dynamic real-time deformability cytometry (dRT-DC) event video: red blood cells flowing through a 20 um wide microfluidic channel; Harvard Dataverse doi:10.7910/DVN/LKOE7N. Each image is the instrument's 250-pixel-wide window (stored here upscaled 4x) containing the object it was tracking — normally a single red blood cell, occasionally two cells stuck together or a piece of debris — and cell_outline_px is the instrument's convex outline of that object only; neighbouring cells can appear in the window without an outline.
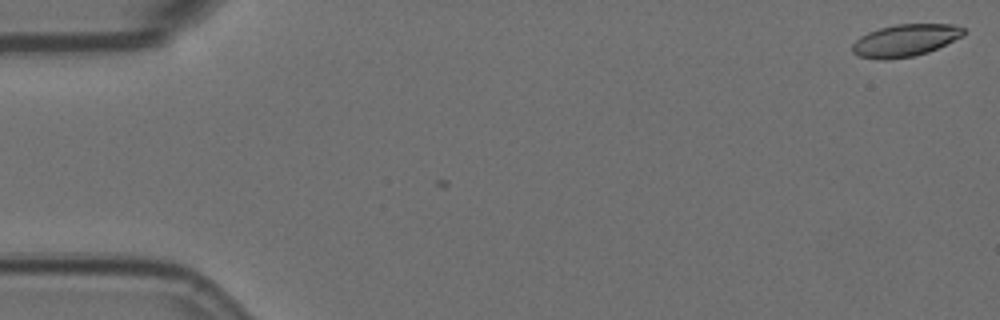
{"species": "Egyptian fruit bat (a non-hibernating species)", "species_latin": "Rousettus aegyptiacus", "temperature_condition": "room temperature", "stored_images_in_passage": 2, "camera_frame_rate_fps": 3000, "um_per_image_px": 0.085, "animal": {"sex": "female"}, "frame": {"image": 1, "passage_image": 1, "time_ms": 0.0, "image_size_px": [1000, 320], "cell_outline_px": [[964, 36], [928, 52], [912, 56], [884, 60], [880, 60], [860, 56], [852, 52], [852, 44], [860, 36], [868, 32], [880, 28], [896, 24], [952, 24], [964, 28]], "centroid_in_image_um": [76.94, 3.43], "position_along_channel_um": 8.1, "area_um2": 20.81}}